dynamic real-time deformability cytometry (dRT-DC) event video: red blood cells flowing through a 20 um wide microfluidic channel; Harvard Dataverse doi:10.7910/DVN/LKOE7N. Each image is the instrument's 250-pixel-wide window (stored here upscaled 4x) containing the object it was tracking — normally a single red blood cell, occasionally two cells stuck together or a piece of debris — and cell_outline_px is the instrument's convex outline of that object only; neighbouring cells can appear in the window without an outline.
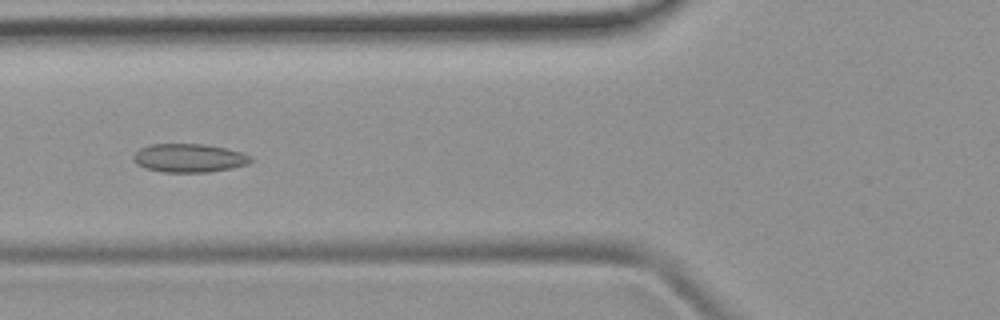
{"species": "common noctule bat (a hibernating species)", "species_latin": "Nyctalus noctula", "temperature_condition": "room temperature", "stored_images_in_passage": 49, "camera_frame_rate_fps": 3000, "um_per_image_px": 0.085, "animal": {"sex": "female", "body_mass_g": 19.9}, "frame": {"image": 1, "passage_image": 19, "time_ms": 6.0, "image_size_px": [1000, 320], "cell_outline_px": [[252, 160], [248, 164], [232, 168], [208, 172], [164, 172], [144, 168], [136, 164], [132, 160], [132, 156], [140, 148], [148, 144], [204, 144], [224, 148], [240, 152], [252, 156]], "centroid_in_image_um": [16.03, 13.43], "position_along_channel_um": 109.8, "area_um2": 19.59}}
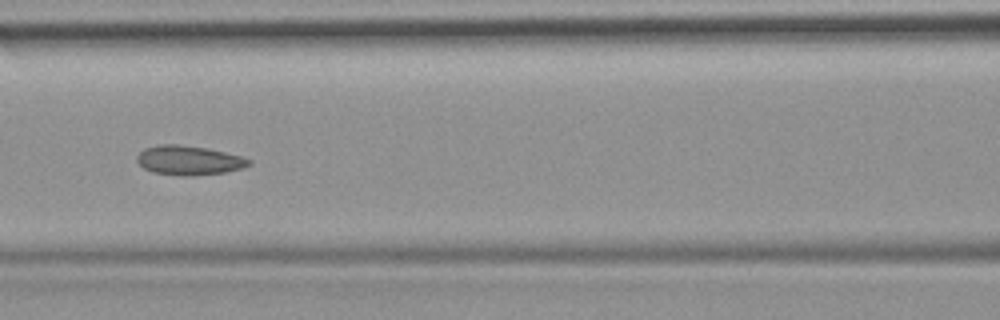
{"frame": {"image": 2, "passage_image": 22, "time_ms": 7.0, "image_size_px": [1000, 320], "cell_outline_px": [[252, 164], [244, 168], [224, 172], [192, 176], [180, 176], [152, 172], [144, 168], [136, 160], [136, 156], [144, 148], [160, 144], [176, 144], [208, 148], [240, 156], [252, 160]], "centroid_in_image_um": [16.05, 13.63], "position_along_channel_um": 150.5, "area_um2": 19.25}}
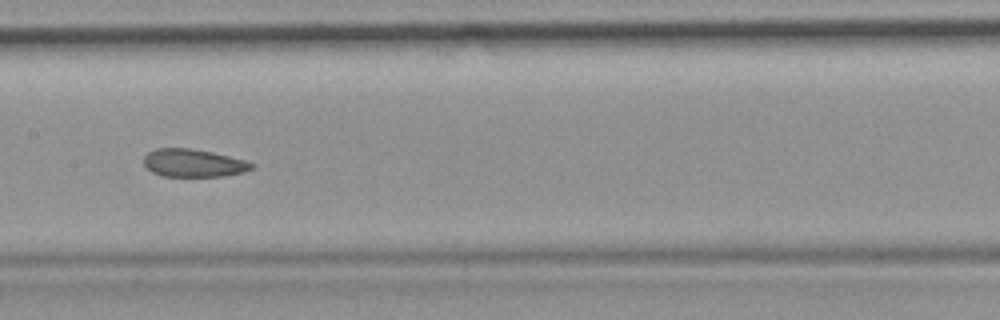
{"frame": {"image": 3, "passage_image": 25, "time_ms": 8.0, "image_size_px": [1000, 320], "cell_outline_px": [[256, 164], [252, 168], [244, 172], [224, 176], [160, 176], [152, 172], [144, 164], [144, 156], [148, 152], [156, 148], [192, 148], [212, 152], [244, 160]], "centroid_in_image_um": [16.43, 13.85], "position_along_channel_um": 191.0, "area_um2": 17.51}}